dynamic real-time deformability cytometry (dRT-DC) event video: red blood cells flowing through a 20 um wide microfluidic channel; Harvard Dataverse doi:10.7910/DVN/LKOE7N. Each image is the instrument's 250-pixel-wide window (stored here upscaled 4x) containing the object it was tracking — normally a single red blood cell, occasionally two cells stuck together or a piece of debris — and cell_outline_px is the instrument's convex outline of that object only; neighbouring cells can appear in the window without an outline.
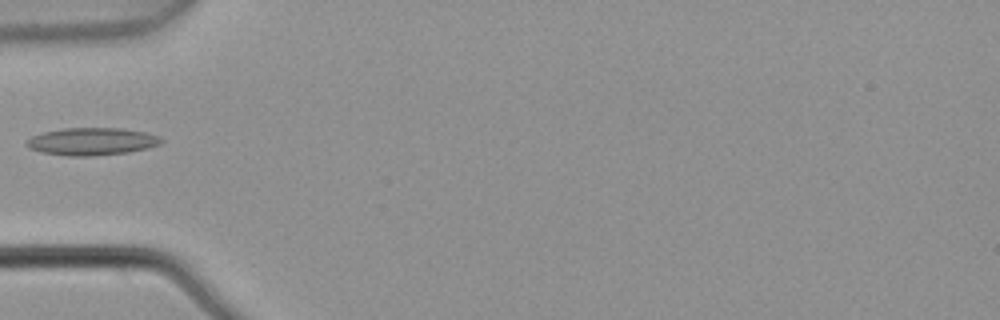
{"species": "common noctule bat (a hibernating species)", "species_latin": "Nyctalus noctula", "temperature_condition": "warm", "stored_images_in_passage": 3, "camera_frame_rate_fps": 3000, "um_per_image_px": 0.085, "animal": {"sex": "male", "body_mass_g": 21.5, "forearm_length_mm": 52.0}, "frame": {"image": 1, "passage_image": 3, "time_ms": 0.667, "image_size_px": [1000, 320], "cell_outline_px": [[164, 140], [160, 144], [148, 148], [128, 152], [88, 156], [68, 156], [44, 152], [28, 148], [24, 144], [32, 136], [44, 132], [64, 128], [124, 128], [148, 132], [160, 136]], "centroid_in_image_um": [7.85, 12.01], "position_along_channel_um": 77.1, "area_um2": 21.62}}